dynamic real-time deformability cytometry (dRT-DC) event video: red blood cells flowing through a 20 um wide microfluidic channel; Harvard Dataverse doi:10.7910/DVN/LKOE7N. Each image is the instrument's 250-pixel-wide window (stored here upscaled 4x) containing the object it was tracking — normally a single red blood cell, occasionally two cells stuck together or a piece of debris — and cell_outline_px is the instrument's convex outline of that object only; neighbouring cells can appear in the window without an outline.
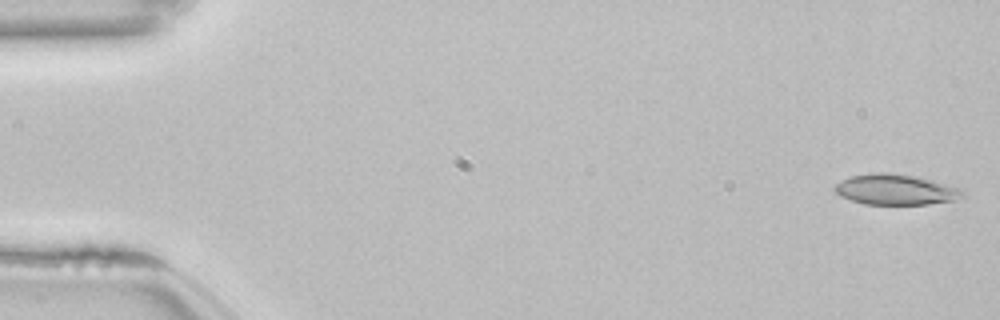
{"species": "common noctule bat (a hibernating species)", "species_latin": "Nyctalus noctula", "temperature_condition": "room temperature", "stored_images_in_passage": 53, "camera_frame_rate_fps": 3000, "um_per_image_px": 0.085, "animal": {"sex": "female", "body_mass_g": 22.7, "forearm_length_mm": 54.2}, "frame": {"image": 1, "passage_image": 1, "time_ms": 0.0, "image_size_px": [1000, 320], "cell_outline_px": [[964, 196], [952, 200], [928, 204], [864, 204], [840, 196], [832, 188], [836, 184], [852, 176], [872, 172], [888, 172], [916, 176], [932, 180], [960, 188], [964, 192]], "centroid_in_image_um": [76.12, 16.1], "position_along_channel_um": 8.9, "area_um2": 22.6}}
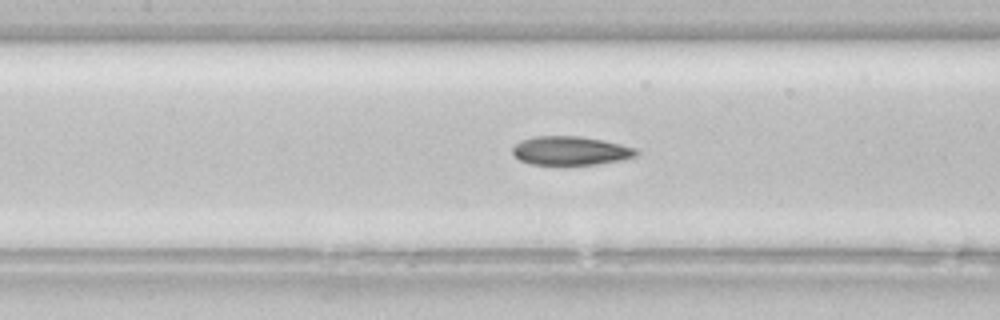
{"frame": {"image": 2, "passage_image": 24, "time_ms": 7.667, "image_size_px": [1000, 320], "cell_outline_px": [[640, 152], [636, 156], [624, 160], [596, 164], [532, 164], [520, 160], [512, 152], [512, 148], [516, 144], [532, 136], [580, 136], [620, 144], [636, 148]], "centroid_in_image_um": [48.53, 12.81], "position_along_channel_um": 158.9, "area_um2": 20.58}}
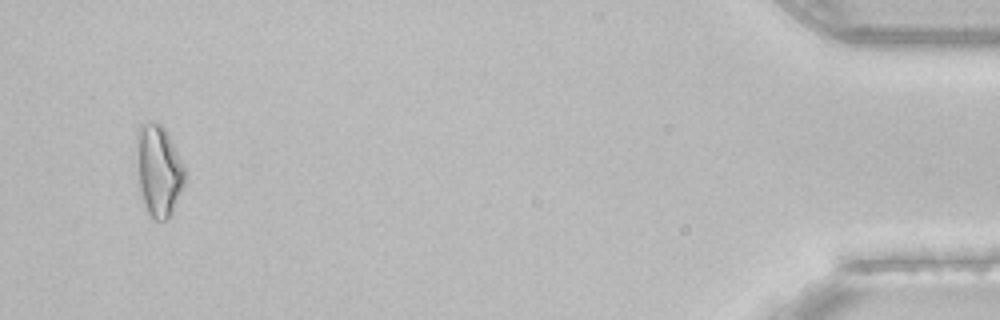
{"frame": {"image": 3, "passage_image": 51, "time_ms": 16.667, "image_size_px": [1000, 320], "cell_outline_px": [[188, 172], [184, 184], [172, 212], [168, 220], [152, 220], [144, 204], [140, 188], [136, 148], [140, 132], [144, 124], [156, 120], [168, 132]], "centroid_in_image_um": [13.54, 14.52], "position_along_channel_um": 421.7, "area_um2": 25.55}, "authors_computed_cell_mechanics": {"area_um2": 21.8484, "velocity_mm_per_s": 3.8497, "shape_relaxation_time_tau1_ms": null, "shape_relaxation_time_tau2_ms": 3.7434, "deformation_change_tau1": null, "deformation_change_tau2": 0.1122}}